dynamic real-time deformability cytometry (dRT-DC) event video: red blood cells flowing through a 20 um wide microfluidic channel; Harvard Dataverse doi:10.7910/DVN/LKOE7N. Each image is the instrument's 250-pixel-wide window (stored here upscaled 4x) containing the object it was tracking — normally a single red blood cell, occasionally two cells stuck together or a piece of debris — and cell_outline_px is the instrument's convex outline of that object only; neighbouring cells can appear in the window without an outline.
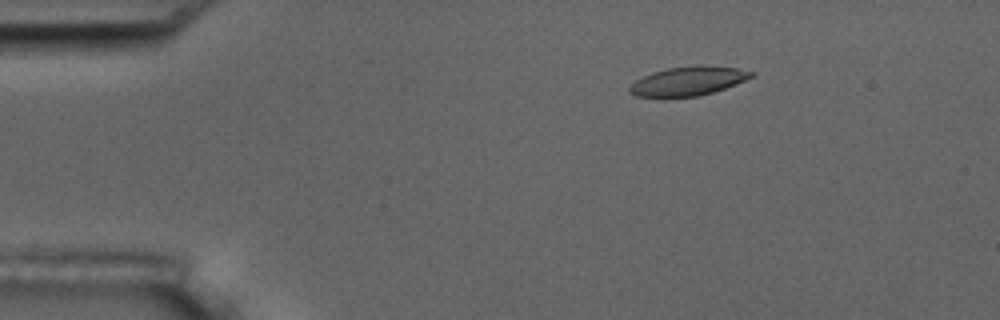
{"species": "common noctule bat (a hibernating species)", "species_latin": "Nyctalus noctula", "temperature_condition": "room temperature", "stored_images_in_passage": 15, "camera_frame_rate_fps": 3000, "um_per_image_px": 0.085, "animal": {"sex": "male", "body_mass_g": 17.5, "forearm_length_mm": 52.3}, "frame": {"image": 1, "passage_image": 3, "time_ms": 0.667, "image_size_px": [1000, 320], "cell_outline_px": [[756, 76], [736, 84], [712, 92], [696, 96], [636, 96], [628, 92], [628, 88], [636, 80], [652, 72], [668, 68], [700, 64], [736, 68], [756, 72]], "centroid_in_image_um": [58.54, 6.86], "position_along_channel_um": 26.5, "area_um2": 20.46}}
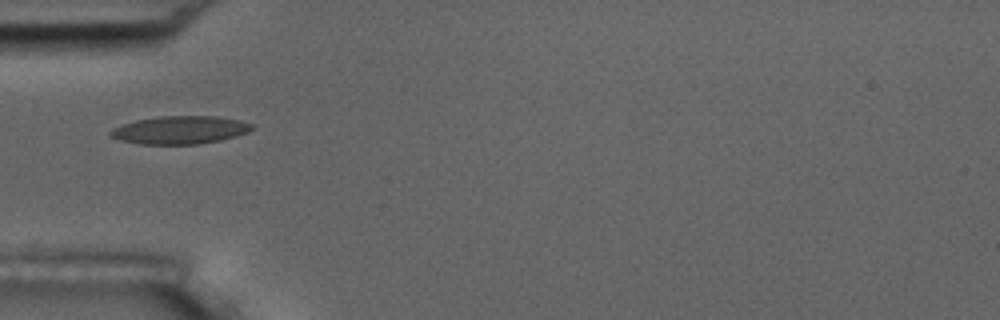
{"frame": {"image": 2, "passage_image": 5, "time_ms": 1.333, "image_size_px": [1000, 320], "cell_outline_px": [[252, 128], [248, 132], [236, 136], [220, 140], [200, 144], [140, 144], [120, 140], [108, 136], [108, 132], [112, 128], [120, 124], [136, 120], [160, 116], [216, 116], [240, 120], [252, 124]], "centroid_in_image_um": [15.25, 11.05], "position_along_channel_um": 69.8, "area_um2": 23.18}}
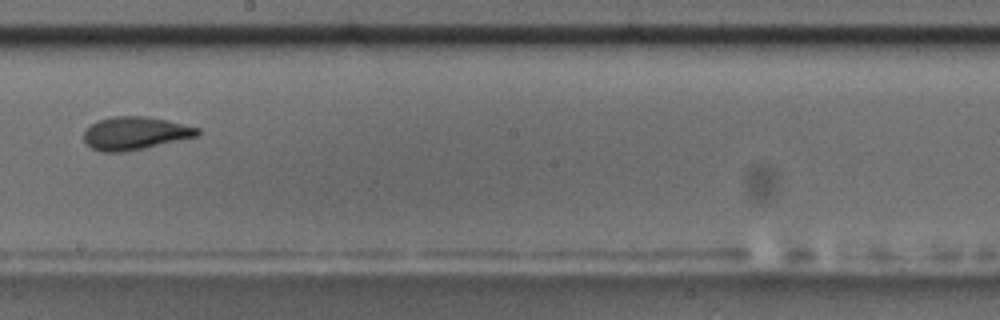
{"frame": {"image": 3, "passage_image": 9, "time_ms": 2.667, "image_size_px": [1000, 320], "cell_outline_px": [[200, 136], [144, 148], [124, 152], [104, 152], [92, 148], [84, 140], [84, 128], [100, 120], [112, 116], [144, 116], [164, 120], [200, 128]], "centroid_in_image_um": [11.49, 11.33], "position_along_channel_um": 236.7, "area_um2": 21.73}}